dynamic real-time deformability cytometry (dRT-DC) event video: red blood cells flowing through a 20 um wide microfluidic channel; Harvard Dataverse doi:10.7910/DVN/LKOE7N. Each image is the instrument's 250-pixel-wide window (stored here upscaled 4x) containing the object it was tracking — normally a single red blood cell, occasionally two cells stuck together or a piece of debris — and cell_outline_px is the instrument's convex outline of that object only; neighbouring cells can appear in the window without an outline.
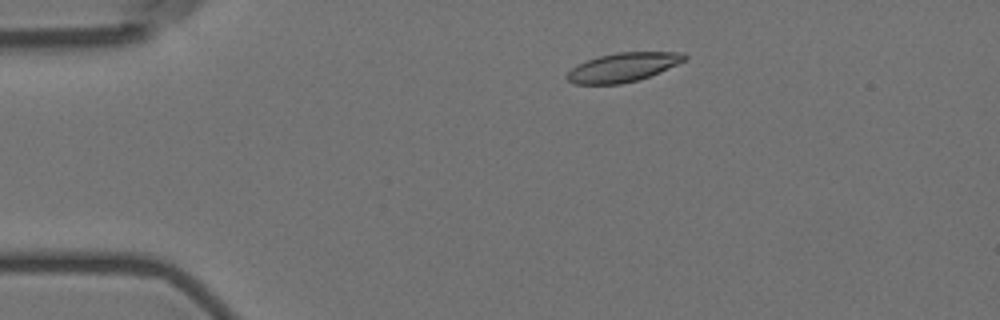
{"species": "Egyptian fruit bat (a non-hibernating species)", "species_latin": "Rousettus aegyptiacus", "temperature_condition": "room temperature", "stored_images_in_passage": 6, "camera_frame_rate_fps": 3000, "um_per_image_px": 0.085, "animal": {"sex": "female"}, "frame": {"image": 1, "passage_image": 3, "time_ms": 2.333, "image_size_px": [1000, 320], "cell_outline_px": [[688, 56], [684, 60], [660, 72], [636, 80], [620, 84], [572, 84], [564, 76], [572, 68], [588, 60], [600, 56], [616, 52], [684, 52]], "centroid_in_image_um": [52.94, 5.72], "position_along_channel_um": 32.1, "area_um2": 19.59}}
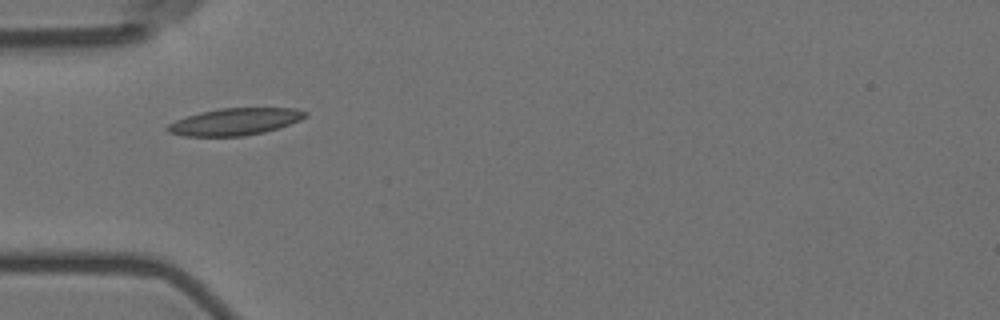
{"frame": {"image": 2, "passage_image": 5, "time_ms": 4.667, "image_size_px": [1000, 320], "cell_outline_px": [[308, 116], [300, 120], [280, 128], [264, 132], [244, 136], [184, 136], [168, 132], [164, 128], [168, 124], [176, 120], [200, 112], [220, 108], [292, 108], [308, 112]], "centroid_in_image_um": [19.98, 10.34], "position_along_channel_um": 65.0, "area_um2": 21.73}}
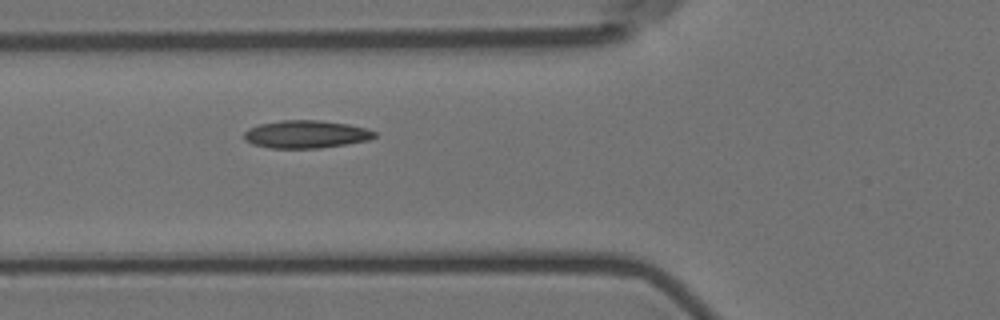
{"frame": {"image": 3, "passage_image": 6, "time_ms": 5.667, "image_size_px": [1000, 320], "cell_outline_px": [[376, 136], [368, 140], [320, 148], [268, 148], [252, 144], [244, 140], [244, 132], [248, 128], [260, 124], [280, 120], [320, 120], [348, 124], [364, 128], [376, 132]], "centroid_in_image_um": [25.96, 11.41], "position_along_channel_um": 99.8, "area_um2": 21.1}}